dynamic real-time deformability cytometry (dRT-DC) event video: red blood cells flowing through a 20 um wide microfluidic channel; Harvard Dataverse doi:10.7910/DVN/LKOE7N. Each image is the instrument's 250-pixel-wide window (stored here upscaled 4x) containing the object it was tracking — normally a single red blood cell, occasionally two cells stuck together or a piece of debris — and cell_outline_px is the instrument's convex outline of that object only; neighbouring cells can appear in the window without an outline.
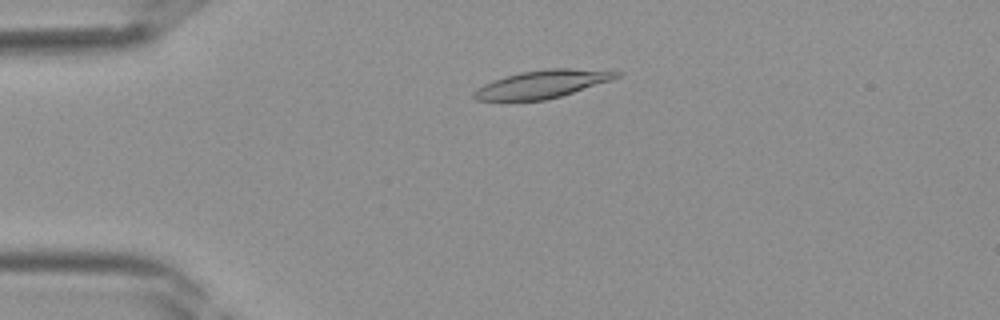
{"species": "Egyptian fruit bat (a non-hibernating species)", "species_latin": "Rousettus aegyptiacus", "temperature_condition": "room temperature", "stored_images_in_passage": 22, "camera_frame_rate_fps": 3000, "um_per_image_px": 0.085, "frame": {"image": 1, "passage_image": 9, "time_ms": 2.667, "image_size_px": [1000, 320], "cell_outline_px": [[620, 76], [612, 80], [560, 96], [544, 100], [508, 104], [476, 100], [472, 96], [472, 92], [476, 88], [484, 84], [504, 76], [520, 72], [548, 68], [572, 68], [620, 72]], "centroid_in_image_um": [45.94, 7.2], "position_along_channel_um": 39.1, "area_um2": 23.93}}
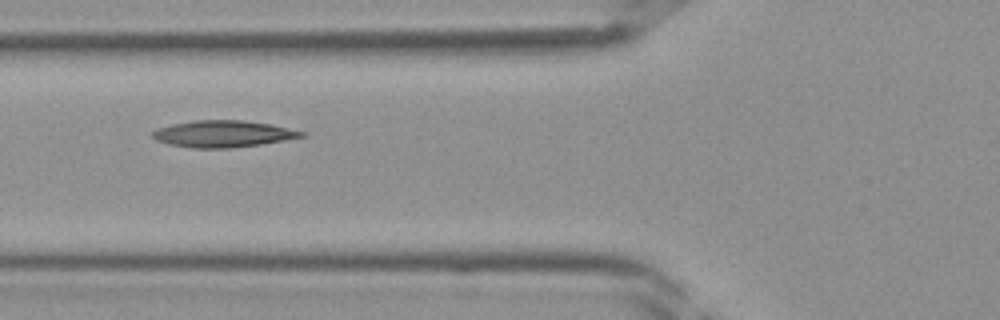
{"frame": {"image": 2, "passage_image": 15, "time_ms": 4.667, "image_size_px": [1000, 320], "cell_outline_px": [[308, 136], [260, 144], [232, 148], [192, 148], [168, 144], [156, 140], [152, 136], [152, 132], [156, 128], [172, 124], [196, 120], [244, 120], [268, 124], [308, 132]], "centroid_in_image_um": [18.97, 11.38], "position_along_channel_um": 106.8, "area_um2": 23.24}}
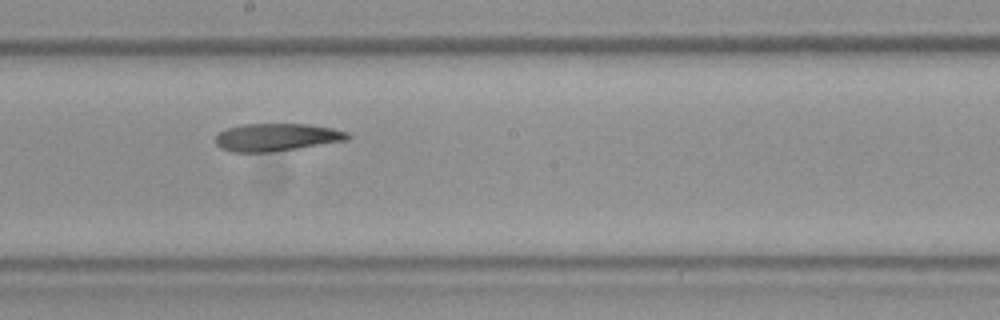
{"frame": {"image": 3, "passage_image": 22, "time_ms": 7.0, "image_size_px": [1000, 320], "cell_outline_px": [[352, 136], [348, 140], [296, 148], [268, 152], [232, 152], [220, 148], [216, 144], [216, 136], [220, 132], [228, 128], [244, 124], [308, 124], [332, 128], [348, 132]], "centroid_in_image_um": [23.52, 11.66], "position_along_channel_um": 224.7, "area_um2": 21.15}}